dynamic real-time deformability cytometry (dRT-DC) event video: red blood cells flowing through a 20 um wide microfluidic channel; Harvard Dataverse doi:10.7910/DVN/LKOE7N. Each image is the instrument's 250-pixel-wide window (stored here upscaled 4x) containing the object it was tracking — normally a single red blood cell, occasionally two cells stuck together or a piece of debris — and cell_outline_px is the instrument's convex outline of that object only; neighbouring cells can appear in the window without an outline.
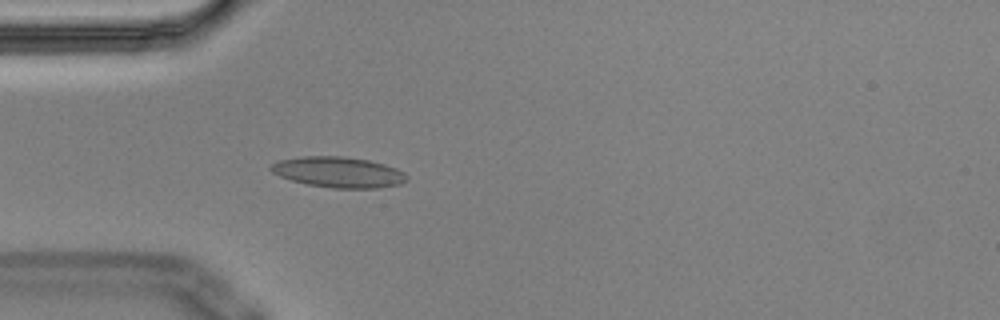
{"species": "Egyptian fruit bat (a non-hibernating species)", "species_latin": "Rousettus aegyptiacus", "temperature_condition": "cold", "stored_images_in_passage": 4, "camera_frame_rate_fps": 3000, "um_per_image_px": 0.085, "animal": {"sex": "male"}, "frame": {"image": 1, "passage_image": 4, "time_ms": 1.0, "image_size_px": [1000, 320], "cell_outline_px": [[408, 180], [400, 184], [376, 188], [332, 188], [308, 184], [292, 180], [280, 176], [272, 172], [268, 168], [272, 164], [280, 160], [304, 156], [344, 156], [368, 160], [384, 164], [396, 168], [404, 172], [408, 176]], "centroid_in_image_um": [28.79, 14.63], "position_along_channel_um": 56.2, "area_um2": 24.22}}